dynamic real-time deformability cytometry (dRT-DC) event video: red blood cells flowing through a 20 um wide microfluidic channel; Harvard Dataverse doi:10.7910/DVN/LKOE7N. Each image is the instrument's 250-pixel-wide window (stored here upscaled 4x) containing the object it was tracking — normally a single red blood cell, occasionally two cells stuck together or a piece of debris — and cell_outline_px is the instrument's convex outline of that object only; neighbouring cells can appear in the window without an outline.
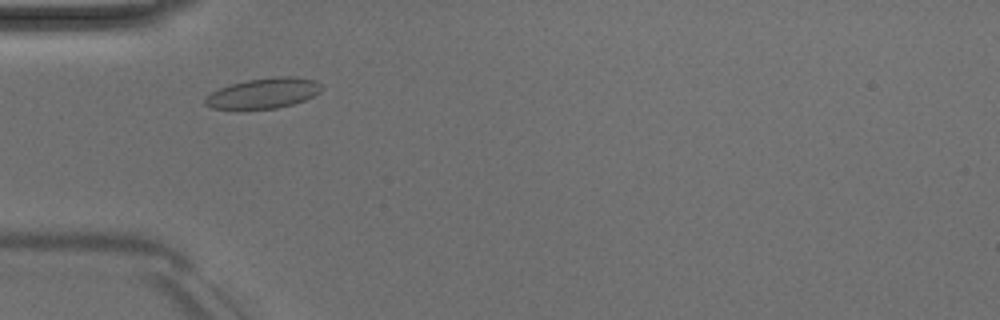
{"species": "Egyptian fruit bat (a non-hibernating species)", "species_latin": "Rousettus aegyptiacus", "temperature_condition": "room temperature", "stored_images_in_passage": 42, "camera_frame_rate_fps": 3000, "um_per_image_px": 0.085, "animal": {"sex": "male"}, "frame": {"image": 1, "passage_image": 7, "time_ms": 2.0, "image_size_px": [1000, 320], "cell_outline_px": [[324, 88], [320, 92], [304, 100], [292, 104], [276, 108], [236, 112], [212, 108], [204, 104], [204, 100], [212, 92], [220, 88], [232, 84], [248, 80], [280, 76], [296, 76], [316, 80], [324, 84]], "centroid_in_image_um": [22.4, 7.96], "position_along_channel_um": 62.6, "area_um2": 21.27}}
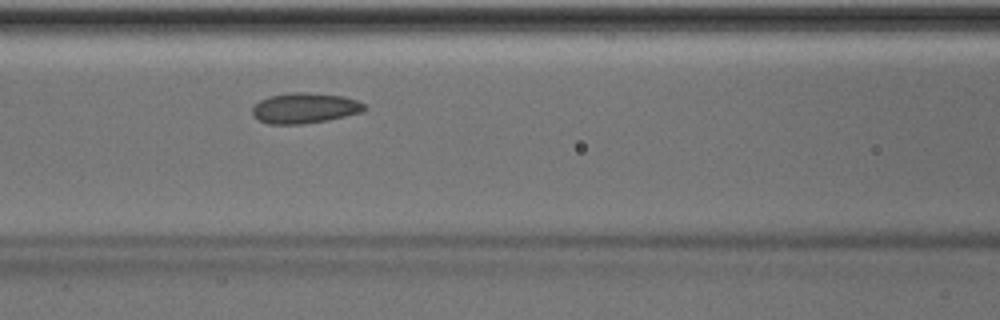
{"frame": {"image": 2, "passage_image": 13, "time_ms": 4.0, "image_size_px": [1000, 320], "cell_outline_px": [[368, 108], [364, 112], [328, 120], [300, 124], [268, 124], [252, 116], [252, 108], [260, 100], [268, 96], [292, 92], [304, 92], [344, 96], [356, 100], [364, 104]], "centroid_in_image_um": [25.92, 9.19], "position_along_channel_um": 140.7, "area_um2": 20.0}}
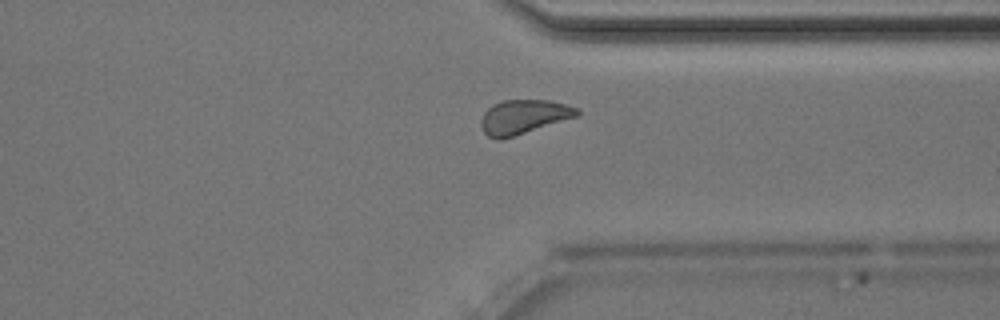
{"frame": {"image": 3, "passage_image": 30, "time_ms": 9.667, "image_size_px": [1000, 320], "cell_outline_px": [[580, 116], [500, 140], [496, 140], [488, 136], [484, 132], [480, 124], [480, 120], [484, 112], [492, 104], [504, 100], [548, 100], [564, 104], [576, 108], [580, 112]], "centroid_in_image_um": [44.49, 9.94], "position_along_channel_um": 366.9, "area_um2": 19.19}, "authors_computed_cell_mechanics": {"area_um2": 19.4208, "velocity_mm_per_s": 3.9955, "shape_relaxation_time_tau1_ms": 5.8595, "shape_relaxation_time_tau2_ms": 2.6408, "deformation_change_tau1": 0.0744, "deformation_change_tau2": 0.0616}}